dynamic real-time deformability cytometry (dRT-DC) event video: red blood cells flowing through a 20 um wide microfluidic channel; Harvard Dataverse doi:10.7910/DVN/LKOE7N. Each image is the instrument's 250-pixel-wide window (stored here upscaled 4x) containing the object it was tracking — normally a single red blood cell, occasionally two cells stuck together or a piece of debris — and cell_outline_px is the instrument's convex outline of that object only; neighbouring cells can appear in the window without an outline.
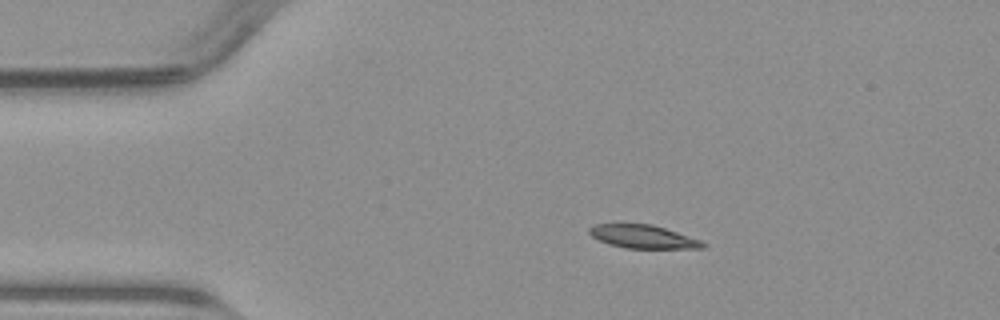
{"species": "common noctule bat (a hibernating species)", "species_latin": "Nyctalus noctula", "temperature_condition": "warm", "stored_images_in_passage": 42, "camera_frame_rate_fps": 3000, "um_per_image_px": 0.085, "animal": {"sex": "male", "body_mass_g": 23.1, "forearm_length_mm": 52.7}, "frame": {"image": 1, "passage_image": 1, "time_ms": 0.0, "image_size_px": [1000, 320], "cell_outline_px": [[708, 244], [704, 248], [624, 248], [608, 244], [592, 236], [588, 232], [588, 228], [596, 224], [652, 224], [700, 240]], "centroid_in_image_um": [54.65, 20.12], "position_along_channel_um": 30.4, "area_um2": 15.26}}
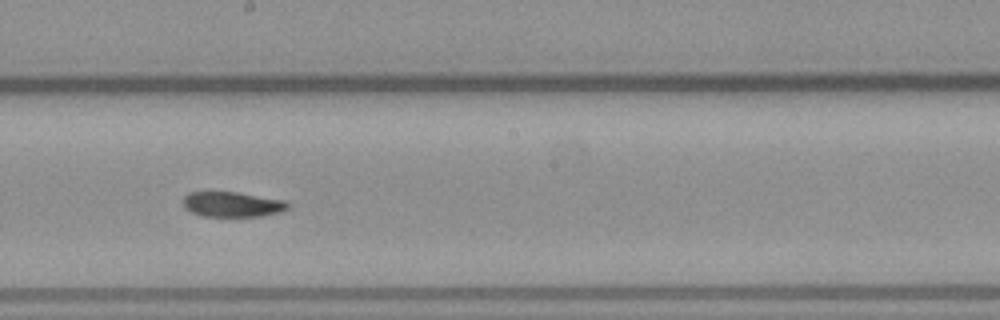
{"frame": {"image": 2, "passage_image": 19, "time_ms": 6.0, "image_size_px": [1000, 320], "cell_outline_px": [[292, 204], [288, 208], [280, 212], [260, 216], [204, 216], [192, 212], [184, 208], [184, 196], [188, 192], [236, 192], [284, 200]], "centroid_in_image_um": [19.76, 17.36], "position_along_channel_um": 228.4, "area_um2": 15.26}}
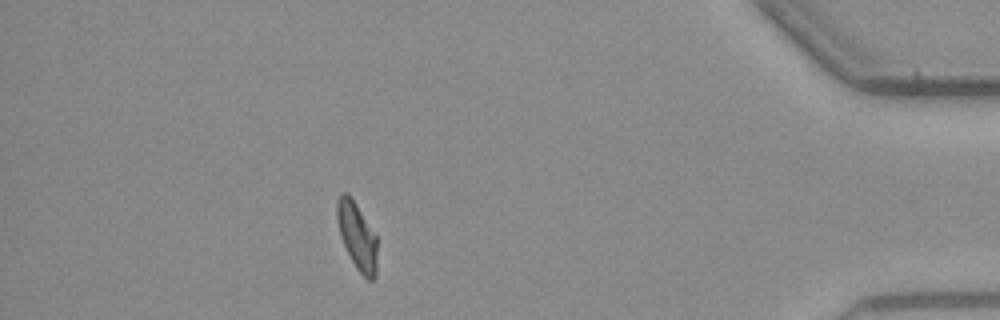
{"frame": {"image": 3, "passage_image": 36, "time_ms": 11.667, "image_size_px": [1000, 320], "cell_outline_px": [[376, 276], [372, 280], [368, 280], [356, 268], [340, 236], [336, 220], [336, 200], [340, 192], [348, 192], [356, 204], [376, 236]], "centroid_in_image_um": [30.31, 20.01], "position_along_channel_um": 404.9, "area_um2": 15.61}}